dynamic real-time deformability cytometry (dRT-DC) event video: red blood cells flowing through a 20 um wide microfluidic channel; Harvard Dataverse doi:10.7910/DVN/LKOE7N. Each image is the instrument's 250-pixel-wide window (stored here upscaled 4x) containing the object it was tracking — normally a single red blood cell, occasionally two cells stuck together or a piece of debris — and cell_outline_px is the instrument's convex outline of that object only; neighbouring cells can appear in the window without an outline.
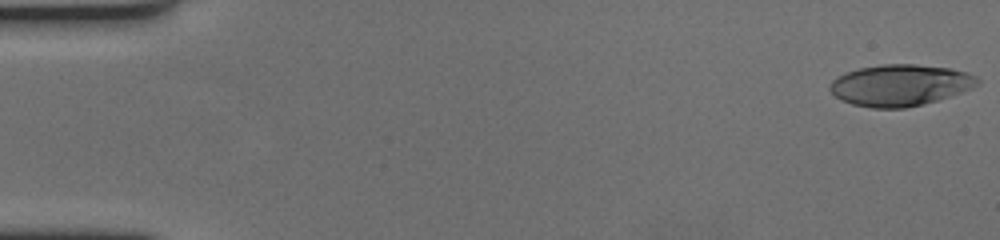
{"species": "human", "species_latin": "Homo sapiens", "temperature_condition": "cold", "stored_images_in_passage": 61, "camera_frame_rate_fps": 3000, "um_per_image_px": 0.085, "donor": {"sex": "female"}, "frame": {"image": 1, "passage_image": 1, "time_ms": 0.0, "image_size_px": [1000, 240], "cell_outline_px": [[980, 84], [972, 88], [924, 104], [904, 108], [872, 108], [852, 104], [840, 100], [828, 88], [832, 80], [836, 76], [844, 72], [860, 68], [880, 64], [916, 64], [948, 68], [968, 72], [976, 76], [980, 80]], "centroid_in_image_um": [76.49, 7.23], "position_along_channel_um": 8.5, "area_um2": 35.72}}
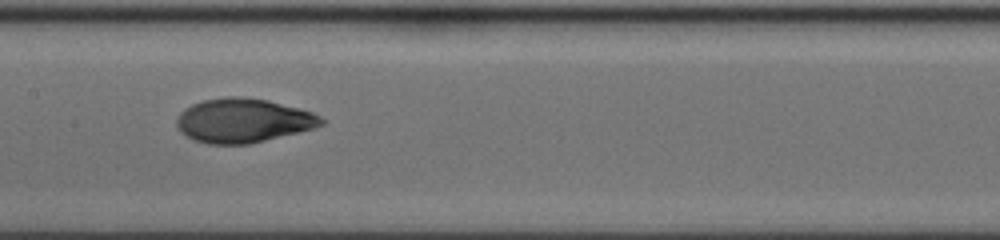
{"frame": {"image": 2, "passage_image": 31, "time_ms": 10.0, "image_size_px": [1000, 240], "cell_outline_px": [[328, 120], [324, 124], [312, 128], [248, 144], [208, 144], [192, 140], [180, 132], [176, 124], [176, 116], [184, 108], [192, 104], [204, 100], [228, 96], [240, 96], [268, 100], [312, 112]], "centroid_in_image_um": [20.62, 10.24], "position_along_channel_um": 186.8, "area_um2": 37.17}}
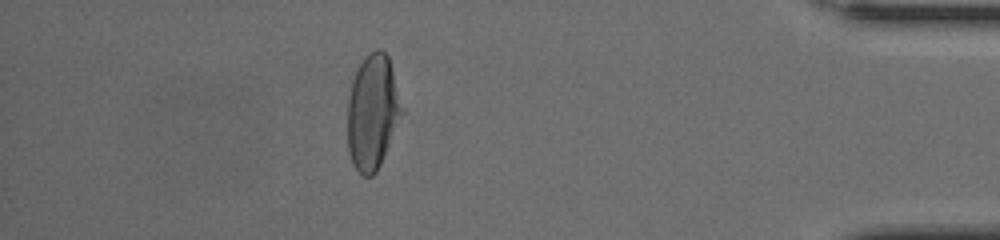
{"frame": {"image": 3, "passage_image": 54, "time_ms": 17.667, "image_size_px": [1000, 240], "cell_outline_px": [[404, 112], [380, 164], [376, 172], [372, 176], [364, 176], [352, 164], [348, 152], [348, 96], [352, 80], [364, 56], [376, 48], [380, 48], [388, 56], [392, 68]], "centroid_in_image_um": [31.67, 9.51], "position_along_channel_um": 403.5, "area_um2": 36.36}, "authors_computed_cell_mechanics": {"area_um2": 36.5874, "velocity_mm_per_s": 3.4013, "shape_relaxation_time_tau1_ms": 4.3596, "shape_relaxation_time_tau2_ms": 1.7493, "deformation_change_tau1": 0.2017, "deformation_change_tau2": 0.04}}